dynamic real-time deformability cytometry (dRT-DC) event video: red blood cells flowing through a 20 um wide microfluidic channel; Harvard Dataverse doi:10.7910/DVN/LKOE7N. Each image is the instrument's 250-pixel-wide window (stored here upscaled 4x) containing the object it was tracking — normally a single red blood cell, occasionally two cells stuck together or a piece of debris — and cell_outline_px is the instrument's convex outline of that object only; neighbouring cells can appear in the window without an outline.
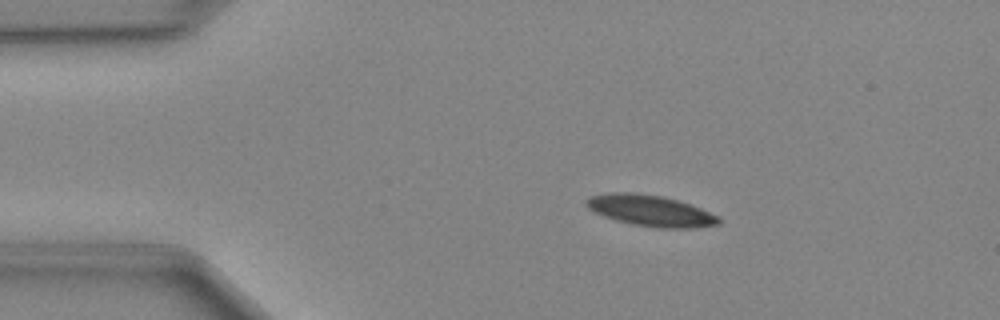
{"species": "Egyptian fruit bat (a non-hibernating species)", "species_latin": "Rousettus aegyptiacus", "temperature_condition": "cold", "stored_images_in_passage": 44, "camera_frame_rate_fps": 3000, "um_per_image_px": 0.085, "animal": {"sex": "female"}, "frame": {"image": 1, "passage_image": 4, "time_ms": 1.0, "image_size_px": [1000, 320], "cell_outline_px": [[720, 224], [692, 228], [660, 228], [632, 224], [616, 220], [604, 216], [588, 208], [584, 204], [584, 200], [588, 196], [608, 192], [632, 192], [664, 196], [700, 208], [720, 216]], "centroid_in_image_um": [55.26, 17.89], "position_along_channel_um": 29.7, "area_um2": 24.1}}
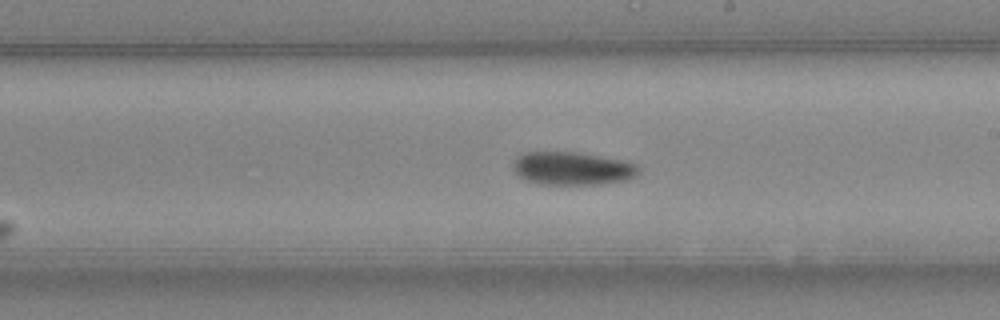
{"frame": {"image": 2, "passage_image": 23, "time_ms": 7.333, "image_size_px": [1000, 320], "cell_outline_px": [[640, 168], [636, 176], [624, 180], [600, 184], [540, 184], [528, 180], [520, 176], [512, 168], [512, 160], [516, 156], [524, 152], [580, 152], [620, 160], [636, 164]], "centroid_in_image_um": [48.61, 14.3], "position_along_channel_um": 240.4, "area_um2": 24.16}}
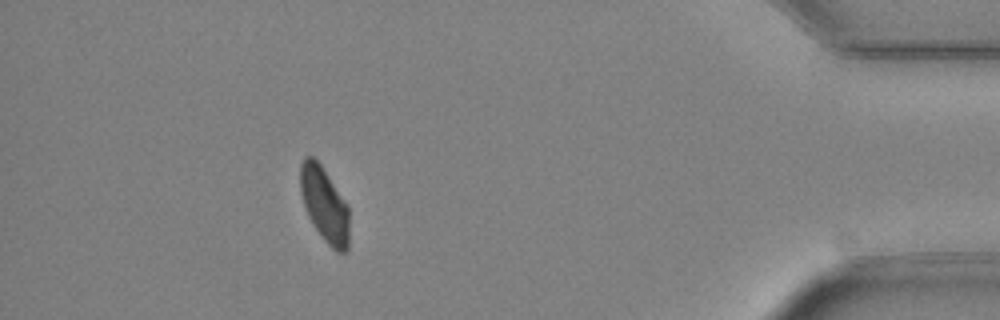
{"frame": {"image": 3, "passage_image": 39, "time_ms": 12.667, "image_size_px": [1000, 320], "cell_outline_px": [[348, 252], [336, 252], [324, 240], [308, 216], [300, 192], [300, 164], [304, 156], [312, 156], [320, 164], [348, 204]], "centroid_in_image_um": [27.58, 17.38], "position_along_channel_um": 407.6, "area_um2": 21.21}}